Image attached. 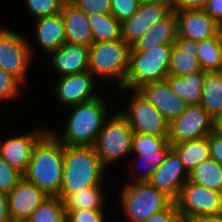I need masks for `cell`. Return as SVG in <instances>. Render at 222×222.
<instances>
[{
  "instance_id": "9",
  "label": "cell",
  "mask_w": 222,
  "mask_h": 222,
  "mask_svg": "<svg viewBox=\"0 0 222 222\" xmlns=\"http://www.w3.org/2000/svg\"><path fill=\"white\" fill-rule=\"evenodd\" d=\"M31 57L32 49L26 38L18 32L0 27V68L24 84Z\"/></svg>"
},
{
  "instance_id": "10",
  "label": "cell",
  "mask_w": 222,
  "mask_h": 222,
  "mask_svg": "<svg viewBox=\"0 0 222 222\" xmlns=\"http://www.w3.org/2000/svg\"><path fill=\"white\" fill-rule=\"evenodd\" d=\"M127 112L120 114L127 120L133 133L168 137L169 122L136 90Z\"/></svg>"
},
{
  "instance_id": "36",
  "label": "cell",
  "mask_w": 222,
  "mask_h": 222,
  "mask_svg": "<svg viewBox=\"0 0 222 222\" xmlns=\"http://www.w3.org/2000/svg\"><path fill=\"white\" fill-rule=\"evenodd\" d=\"M22 84L17 77L0 68V102L17 97Z\"/></svg>"
},
{
  "instance_id": "4",
  "label": "cell",
  "mask_w": 222,
  "mask_h": 222,
  "mask_svg": "<svg viewBox=\"0 0 222 222\" xmlns=\"http://www.w3.org/2000/svg\"><path fill=\"white\" fill-rule=\"evenodd\" d=\"M173 45H159L147 52H130L129 69L122 90H137L148 82L166 80Z\"/></svg>"
},
{
  "instance_id": "1",
  "label": "cell",
  "mask_w": 222,
  "mask_h": 222,
  "mask_svg": "<svg viewBox=\"0 0 222 222\" xmlns=\"http://www.w3.org/2000/svg\"><path fill=\"white\" fill-rule=\"evenodd\" d=\"M64 170V145L47 131L34 145L23 178L48 196H59Z\"/></svg>"
},
{
  "instance_id": "7",
  "label": "cell",
  "mask_w": 222,
  "mask_h": 222,
  "mask_svg": "<svg viewBox=\"0 0 222 222\" xmlns=\"http://www.w3.org/2000/svg\"><path fill=\"white\" fill-rule=\"evenodd\" d=\"M132 135L133 130L120 113L105 121L93 145L105 167L122 156L130 155Z\"/></svg>"
},
{
  "instance_id": "39",
  "label": "cell",
  "mask_w": 222,
  "mask_h": 222,
  "mask_svg": "<svg viewBox=\"0 0 222 222\" xmlns=\"http://www.w3.org/2000/svg\"><path fill=\"white\" fill-rule=\"evenodd\" d=\"M102 209L66 210V222H104Z\"/></svg>"
},
{
  "instance_id": "29",
  "label": "cell",
  "mask_w": 222,
  "mask_h": 222,
  "mask_svg": "<svg viewBox=\"0 0 222 222\" xmlns=\"http://www.w3.org/2000/svg\"><path fill=\"white\" fill-rule=\"evenodd\" d=\"M188 180L222 192V165L211 158L204 160L191 170Z\"/></svg>"
},
{
  "instance_id": "42",
  "label": "cell",
  "mask_w": 222,
  "mask_h": 222,
  "mask_svg": "<svg viewBox=\"0 0 222 222\" xmlns=\"http://www.w3.org/2000/svg\"><path fill=\"white\" fill-rule=\"evenodd\" d=\"M218 25L222 23V0H208L203 9Z\"/></svg>"
},
{
  "instance_id": "8",
  "label": "cell",
  "mask_w": 222,
  "mask_h": 222,
  "mask_svg": "<svg viewBox=\"0 0 222 222\" xmlns=\"http://www.w3.org/2000/svg\"><path fill=\"white\" fill-rule=\"evenodd\" d=\"M176 203L182 222L202 215L222 212V192L215 191L187 180L182 186Z\"/></svg>"
},
{
  "instance_id": "25",
  "label": "cell",
  "mask_w": 222,
  "mask_h": 222,
  "mask_svg": "<svg viewBox=\"0 0 222 222\" xmlns=\"http://www.w3.org/2000/svg\"><path fill=\"white\" fill-rule=\"evenodd\" d=\"M200 106L214 119L222 112V73L205 72Z\"/></svg>"
},
{
  "instance_id": "21",
  "label": "cell",
  "mask_w": 222,
  "mask_h": 222,
  "mask_svg": "<svg viewBox=\"0 0 222 222\" xmlns=\"http://www.w3.org/2000/svg\"><path fill=\"white\" fill-rule=\"evenodd\" d=\"M198 52V41L177 37L171 52L169 75L182 77L202 71L197 59Z\"/></svg>"
},
{
  "instance_id": "5",
  "label": "cell",
  "mask_w": 222,
  "mask_h": 222,
  "mask_svg": "<svg viewBox=\"0 0 222 222\" xmlns=\"http://www.w3.org/2000/svg\"><path fill=\"white\" fill-rule=\"evenodd\" d=\"M131 47L122 39L95 43L90 46L88 71L100 78H117L119 88L125 85Z\"/></svg>"
},
{
  "instance_id": "16",
  "label": "cell",
  "mask_w": 222,
  "mask_h": 222,
  "mask_svg": "<svg viewBox=\"0 0 222 222\" xmlns=\"http://www.w3.org/2000/svg\"><path fill=\"white\" fill-rule=\"evenodd\" d=\"M7 196L13 222H24L49 197L35 184L24 178Z\"/></svg>"
},
{
  "instance_id": "24",
  "label": "cell",
  "mask_w": 222,
  "mask_h": 222,
  "mask_svg": "<svg viewBox=\"0 0 222 222\" xmlns=\"http://www.w3.org/2000/svg\"><path fill=\"white\" fill-rule=\"evenodd\" d=\"M204 77V71H197L182 77L169 75L166 81L171 90L188 105H200Z\"/></svg>"
},
{
  "instance_id": "38",
  "label": "cell",
  "mask_w": 222,
  "mask_h": 222,
  "mask_svg": "<svg viewBox=\"0 0 222 222\" xmlns=\"http://www.w3.org/2000/svg\"><path fill=\"white\" fill-rule=\"evenodd\" d=\"M78 9L86 14H110L111 13V0H69Z\"/></svg>"
},
{
  "instance_id": "47",
  "label": "cell",
  "mask_w": 222,
  "mask_h": 222,
  "mask_svg": "<svg viewBox=\"0 0 222 222\" xmlns=\"http://www.w3.org/2000/svg\"><path fill=\"white\" fill-rule=\"evenodd\" d=\"M213 133L222 137V117L213 119Z\"/></svg>"
},
{
  "instance_id": "48",
  "label": "cell",
  "mask_w": 222,
  "mask_h": 222,
  "mask_svg": "<svg viewBox=\"0 0 222 222\" xmlns=\"http://www.w3.org/2000/svg\"><path fill=\"white\" fill-rule=\"evenodd\" d=\"M219 33H220V36L222 38V23L219 25Z\"/></svg>"
},
{
  "instance_id": "18",
  "label": "cell",
  "mask_w": 222,
  "mask_h": 222,
  "mask_svg": "<svg viewBox=\"0 0 222 222\" xmlns=\"http://www.w3.org/2000/svg\"><path fill=\"white\" fill-rule=\"evenodd\" d=\"M47 130L19 135L6 141L0 140V156L11 166L24 173L31 159L32 150Z\"/></svg>"
},
{
  "instance_id": "32",
  "label": "cell",
  "mask_w": 222,
  "mask_h": 222,
  "mask_svg": "<svg viewBox=\"0 0 222 222\" xmlns=\"http://www.w3.org/2000/svg\"><path fill=\"white\" fill-rule=\"evenodd\" d=\"M172 145L168 137L133 133L131 142V153L141 154L158 151H169Z\"/></svg>"
},
{
  "instance_id": "31",
  "label": "cell",
  "mask_w": 222,
  "mask_h": 222,
  "mask_svg": "<svg viewBox=\"0 0 222 222\" xmlns=\"http://www.w3.org/2000/svg\"><path fill=\"white\" fill-rule=\"evenodd\" d=\"M24 222H66L65 203L58 196H49Z\"/></svg>"
},
{
  "instance_id": "34",
  "label": "cell",
  "mask_w": 222,
  "mask_h": 222,
  "mask_svg": "<svg viewBox=\"0 0 222 222\" xmlns=\"http://www.w3.org/2000/svg\"><path fill=\"white\" fill-rule=\"evenodd\" d=\"M67 0H25L27 8L37 18L56 15L62 12Z\"/></svg>"
},
{
  "instance_id": "23",
  "label": "cell",
  "mask_w": 222,
  "mask_h": 222,
  "mask_svg": "<svg viewBox=\"0 0 222 222\" xmlns=\"http://www.w3.org/2000/svg\"><path fill=\"white\" fill-rule=\"evenodd\" d=\"M36 37L39 45L50 53L66 43L65 27L61 12L36 19Z\"/></svg>"
},
{
  "instance_id": "35",
  "label": "cell",
  "mask_w": 222,
  "mask_h": 222,
  "mask_svg": "<svg viewBox=\"0 0 222 222\" xmlns=\"http://www.w3.org/2000/svg\"><path fill=\"white\" fill-rule=\"evenodd\" d=\"M23 179V173L0 156V191L10 193Z\"/></svg>"
},
{
  "instance_id": "3",
  "label": "cell",
  "mask_w": 222,
  "mask_h": 222,
  "mask_svg": "<svg viewBox=\"0 0 222 222\" xmlns=\"http://www.w3.org/2000/svg\"><path fill=\"white\" fill-rule=\"evenodd\" d=\"M101 95L93 100L70 106L73 110L62 136L51 132L65 146H93L108 119ZM107 115V116H106Z\"/></svg>"
},
{
  "instance_id": "28",
  "label": "cell",
  "mask_w": 222,
  "mask_h": 222,
  "mask_svg": "<svg viewBox=\"0 0 222 222\" xmlns=\"http://www.w3.org/2000/svg\"><path fill=\"white\" fill-rule=\"evenodd\" d=\"M198 55L200 67L204 72H219L222 65V38L216 35L198 41Z\"/></svg>"
},
{
  "instance_id": "26",
  "label": "cell",
  "mask_w": 222,
  "mask_h": 222,
  "mask_svg": "<svg viewBox=\"0 0 222 222\" xmlns=\"http://www.w3.org/2000/svg\"><path fill=\"white\" fill-rule=\"evenodd\" d=\"M87 20L90 24L92 44L122 39L121 22L111 13L87 14Z\"/></svg>"
},
{
  "instance_id": "30",
  "label": "cell",
  "mask_w": 222,
  "mask_h": 222,
  "mask_svg": "<svg viewBox=\"0 0 222 222\" xmlns=\"http://www.w3.org/2000/svg\"><path fill=\"white\" fill-rule=\"evenodd\" d=\"M103 191L101 185L87 187L74 194H71L65 201L66 210L78 209H102L103 208Z\"/></svg>"
},
{
  "instance_id": "14",
  "label": "cell",
  "mask_w": 222,
  "mask_h": 222,
  "mask_svg": "<svg viewBox=\"0 0 222 222\" xmlns=\"http://www.w3.org/2000/svg\"><path fill=\"white\" fill-rule=\"evenodd\" d=\"M93 77L89 71L61 76L55 88L58 102L70 107L99 97L93 92L96 87Z\"/></svg>"
},
{
  "instance_id": "11",
  "label": "cell",
  "mask_w": 222,
  "mask_h": 222,
  "mask_svg": "<svg viewBox=\"0 0 222 222\" xmlns=\"http://www.w3.org/2000/svg\"><path fill=\"white\" fill-rule=\"evenodd\" d=\"M213 132V118L200 106L188 105L184 112L169 123L168 141L171 145L198 138Z\"/></svg>"
},
{
  "instance_id": "37",
  "label": "cell",
  "mask_w": 222,
  "mask_h": 222,
  "mask_svg": "<svg viewBox=\"0 0 222 222\" xmlns=\"http://www.w3.org/2000/svg\"><path fill=\"white\" fill-rule=\"evenodd\" d=\"M111 14L119 21L129 19L139 8V0H111Z\"/></svg>"
},
{
  "instance_id": "27",
  "label": "cell",
  "mask_w": 222,
  "mask_h": 222,
  "mask_svg": "<svg viewBox=\"0 0 222 222\" xmlns=\"http://www.w3.org/2000/svg\"><path fill=\"white\" fill-rule=\"evenodd\" d=\"M172 148L180 156L188 173L202 161L210 159L209 136L175 144Z\"/></svg>"
},
{
  "instance_id": "43",
  "label": "cell",
  "mask_w": 222,
  "mask_h": 222,
  "mask_svg": "<svg viewBox=\"0 0 222 222\" xmlns=\"http://www.w3.org/2000/svg\"><path fill=\"white\" fill-rule=\"evenodd\" d=\"M208 0H175L174 10H197L204 9Z\"/></svg>"
},
{
  "instance_id": "41",
  "label": "cell",
  "mask_w": 222,
  "mask_h": 222,
  "mask_svg": "<svg viewBox=\"0 0 222 222\" xmlns=\"http://www.w3.org/2000/svg\"><path fill=\"white\" fill-rule=\"evenodd\" d=\"M210 158L222 165V137L214 134L209 135Z\"/></svg>"
},
{
  "instance_id": "13",
  "label": "cell",
  "mask_w": 222,
  "mask_h": 222,
  "mask_svg": "<svg viewBox=\"0 0 222 222\" xmlns=\"http://www.w3.org/2000/svg\"><path fill=\"white\" fill-rule=\"evenodd\" d=\"M170 123L180 116L188 104L175 94L166 80L148 82L136 90Z\"/></svg>"
},
{
  "instance_id": "6",
  "label": "cell",
  "mask_w": 222,
  "mask_h": 222,
  "mask_svg": "<svg viewBox=\"0 0 222 222\" xmlns=\"http://www.w3.org/2000/svg\"><path fill=\"white\" fill-rule=\"evenodd\" d=\"M121 204L129 222H142L166 209L173 200L149 182H130L123 187Z\"/></svg>"
},
{
  "instance_id": "40",
  "label": "cell",
  "mask_w": 222,
  "mask_h": 222,
  "mask_svg": "<svg viewBox=\"0 0 222 222\" xmlns=\"http://www.w3.org/2000/svg\"><path fill=\"white\" fill-rule=\"evenodd\" d=\"M142 222H182L176 203L173 201L166 209L156 212Z\"/></svg>"
},
{
  "instance_id": "17",
  "label": "cell",
  "mask_w": 222,
  "mask_h": 222,
  "mask_svg": "<svg viewBox=\"0 0 222 222\" xmlns=\"http://www.w3.org/2000/svg\"><path fill=\"white\" fill-rule=\"evenodd\" d=\"M178 37L202 41L219 32V25L203 10L175 11Z\"/></svg>"
},
{
  "instance_id": "33",
  "label": "cell",
  "mask_w": 222,
  "mask_h": 222,
  "mask_svg": "<svg viewBox=\"0 0 222 222\" xmlns=\"http://www.w3.org/2000/svg\"><path fill=\"white\" fill-rule=\"evenodd\" d=\"M168 151H158V152H149V153H141L137 154V160L142 163L141 165L146 169L143 174L138 175V178L135 179L134 182H148L155 170L159 167V165L164 161ZM138 163V162H137ZM144 164V165H143ZM140 165V164H139Z\"/></svg>"
},
{
  "instance_id": "12",
  "label": "cell",
  "mask_w": 222,
  "mask_h": 222,
  "mask_svg": "<svg viewBox=\"0 0 222 222\" xmlns=\"http://www.w3.org/2000/svg\"><path fill=\"white\" fill-rule=\"evenodd\" d=\"M188 176L180 156L171 148L148 182L175 201Z\"/></svg>"
},
{
  "instance_id": "22",
  "label": "cell",
  "mask_w": 222,
  "mask_h": 222,
  "mask_svg": "<svg viewBox=\"0 0 222 222\" xmlns=\"http://www.w3.org/2000/svg\"><path fill=\"white\" fill-rule=\"evenodd\" d=\"M61 14L65 27L66 43L91 46L92 35L87 14L69 0L64 3Z\"/></svg>"
},
{
  "instance_id": "45",
  "label": "cell",
  "mask_w": 222,
  "mask_h": 222,
  "mask_svg": "<svg viewBox=\"0 0 222 222\" xmlns=\"http://www.w3.org/2000/svg\"><path fill=\"white\" fill-rule=\"evenodd\" d=\"M187 222H222V212L218 214L197 216Z\"/></svg>"
},
{
  "instance_id": "44",
  "label": "cell",
  "mask_w": 222,
  "mask_h": 222,
  "mask_svg": "<svg viewBox=\"0 0 222 222\" xmlns=\"http://www.w3.org/2000/svg\"><path fill=\"white\" fill-rule=\"evenodd\" d=\"M0 222H13L6 193L0 191Z\"/></svg>"
},
{
  "instance_id": "19",
  "label": "cell",
  "mask_w": 222,
  "mask_h": 222,
  "mask_svg": "<svg viewBox=\"0 0 222 222\" xmlns=\"http://www.w3.org/2000/svg\"><path fill=\"white\" fill-rule=\"evenodd\" d=\"M90 46L65 43L60 48L50 52L54 70L60 77L88 71Z\"/></svg>"
},
{
  "instance_id": "46",
  "label": "cell",
  "mask_w": 222,
  "mask_h": 222,
  "mask_svg": "<svg viewBox=\"0 0 222 222\" xmlns=\"http://www.w3.org/2000/svg\"><path fill=\"white\" fill-rule=\"evenodd\" d=\"M140 4H161L174 10L175 0H139Z\"/></svg>"
},
{
  "instance_id": "15",
  "label": "cell",
  "mask_w": 222,
  "mask_h": 222,
  "mask_svg": "<svg viewBox=\"0 0 222 222\" xmlns=\"http://www.w3.org/2000/svg\"><path fill=\"white\" fill-rule=\"evenodd\" d=\"M170 11L171 9L166 5L140 4L138 10L121 23L122 40L132 47L144 33Z\"/></svg>"
},
{
  "instance_id": "2",
  "label": "cell",
  "mask_w": 222,
  "mask_h": 222,
  "mask_svg": "<svg viewBox=\"0 0 222 222\" xmlns=\"http://www.w3.org/2000/svg\"><path fill=\"white\" fill-rule=\"evenodd\" d=\"M105 169L93 146L64 145V170L58 197L65 201L71 194L99 185Z\"/></svg>"
},
{
  "instance_id": "20",
  "label": "cell",
  "mask_w": 222,
  "mask_h": 222,
  "mask_svg": "<svg viewBox=\"0 0 222 222\" xmlns=\"http://www.w3.org/2000/svg\"><path fill=\"white\" fill-rule=\"evenodd\" d=\"M178 37L177 18L175 10L157 21L131 47L130 52H147L159 45H173Z\"/></svg>"
}]
</instances>
